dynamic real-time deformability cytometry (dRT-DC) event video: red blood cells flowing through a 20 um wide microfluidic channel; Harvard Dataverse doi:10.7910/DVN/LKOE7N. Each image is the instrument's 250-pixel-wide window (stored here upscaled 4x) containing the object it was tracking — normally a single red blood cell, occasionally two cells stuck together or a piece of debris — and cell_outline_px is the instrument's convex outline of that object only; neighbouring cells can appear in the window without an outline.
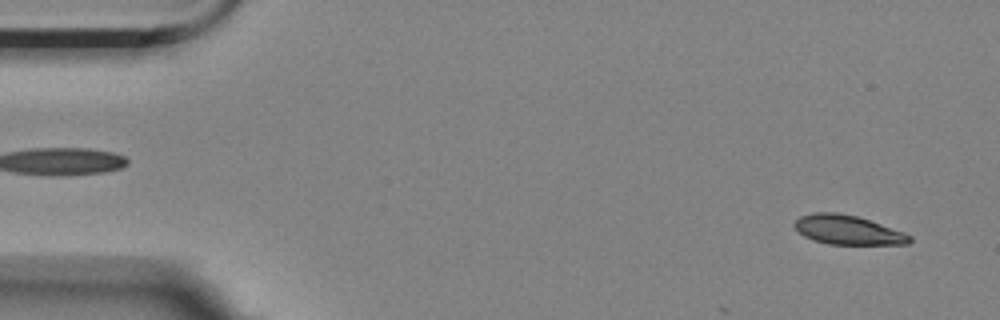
{"species": "Egyptian fruit bat (a non-hibernating species)", "species_latin": "Rousettus aegyptiacus", "temperature_condition": "room temperature", "stored_images_in_passage": 11, "camera_frame_rate_fps": 3000, "um_per_image_px": 0.085, "animal": {"sex": "female"}, "frame": {"image": 1, "passage_image": 3, "time_ms": 0.667, "image_size_px": [1000, 320], "cell_outline_px": [[912, 240], [908, 244], [828, 244], [812, 240], [804, 236], [792, 224], [800, 216], [812, 212], [836, 212], [856, 216], [904, 232], [912, 236]], "centroid_in_image_um": [72.04, 19.54], "position_along_channel_um": 13.0, "area_um2": 19.54}}